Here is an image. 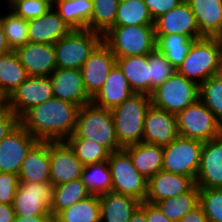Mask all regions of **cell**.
Instances as JSON below:
<instances>
[{"label":"cell","mask_w":222,"mask_h":222,"mask_svg":"<svg viewBox=\"0 0 222 222\" xmlns=\"http://www.w3.org/2000/svg\"><path fill=\"white\" fill-rule=\"evenodd\" d=\"M79 109L53 97L27 110L19 123L38 141H65L75 131Z\"/></svg>","instance_id":"1"},{"label":"cell","mask_w":222,"mask_h":222,"mask_svg":"<svg viewBox=\"0 0 222 222\" xmlns=\"http://www.w3.org/2000/svg\"><path fill=\"white\" fill-rule=\"evenodd\" d=\"M67 139H90L105 147L110 153L123 149L117 140L111 110L92 101L80 107L75 131Z\"/></svg>","instance_id":"2"},{"label":"cell","mask_w":222,"mask_h":222,"mask_svg":"<svg viewBox=\"0 0 222 222\" xmlns=\"http://www.w3.org/2000/svg\"><path fill=\"white\" fill-rule=\"evenodd\" d=\"M222 63V44L219 37H203L192 46L177 72L200 85L218 75Z\"/></svg>","instance_id":"3"},{"label":"cell","mask_w":222,"mask_h":222,"mask_svg":"<svg viewBox=\"0 0 222 222\" xmlns=\"http://www.w3.org/2000/svg\"><path fill=\"white\" fill-rule=\"evenodd\" d=\"M151 95L134 93L111 110L118 142L124 147L142 142L143 124Z\"/></svg>","instance_id":"4"},{"label":"cell","mask_w":222,"mask_h":222,"mask_svg":"<svg viewBox=\"0 0 222 222\" xmlns=\"http://www.w3.org/2000/svg\"><path fill=\"white\" fill-rule=\"evenodd\" d=\"M102 41L116 58L148 55L156 49L154 25L112 27Z\"/></svg>","instance_id":"5"},{"label":"cell","mask_w":222,"mask_h":222,"mask_svg":"<svg viewBox=\"0 0 222 222\" xmlns=\"http://www.w3.org/2000/svg\"><path fill=\"white\" fill-rule=\"evenodd\" d=\"M199 100V85L175 72L151 94V104L177 115Z\"/></svg>","instance_id":"6"},{"label":"cell","mask_w":222,"mask_h":222,"mask_svg":"<svg viewBox=\"0 0 222 222\" xmlns=\"http://www.w3.org/2000/svg\"><path fill=\"white\" fill-rule=\"evenodd\" d=\"M101 41L100 33L88 29L72 30L54 43L56 68L80 69Z\"/></svg>","instance_id":"7"},{"label":"cell","mask_w":222,"mask_h":222,"mask_svg":"<svg viewBox=\"0 0 222 222\" xmlns=\"http://www.w3.org/2000/svg\"><path fill=\"white\" fill-rule=\"evenodd\" d=\"M107 163L111 171V192L132 196L144 202L148 180L134 167L129 154L124 149L112 152Z\"/></svg>","instance_id":"8"},{"label":"cell","mask_w":222,"mask_h":222,"mask_svg":"<svg viewBox=\"0 0 222 222\" xmlns=\"http://www.w3.org/2000/svg\"><path fill=\"white\" fill-rule=\"evenodd\" d=\"M176 120L182 137L207 142L222 135V124L200 100L179 112Z\"/></svg>","instance_id":"9"},{"label":"cell","mask_w":222,"mask_h":222,"mask_svg":"<svg viewBox=\"0 0 222 222\" xmlns=\"http://www.w3.org/2000/svg\"><path fill=\"white\" fill-rule=\"evenodd\" d=\"M204 142L178 135L163 146L162 170L178 175L197 177Z\"/></svg>","instance_id":"10"},{"label":"cell","mask_w":222,"mask_h":222,"mask_svg":"<svg viewBox=\"0 0 222 222\" xmlns=\"http://www.w3.org/2000/svg\"><path fill=\"white\" fill-rule=\"evenodd\" d=\"M53 196L52 182H19L12 204L15 216L51 215Z\"/></svg>","instance_id":"11"},{"label":"cell","mask_w":222,"mask_h":222,"mask_svg":"<svg viewBox=\"0 0 222 222\" xmlns=\"http://www.w3.org/2000/svg\"><path fill=\"white\" fill-rule=\"evenodd\" d=\"M53 97V88L49 76H29L4 101V104L20 118L30 108Z\"/></svg>","instance_id":"12"},{"label":"cell","mask_w":222,"mask_h":222,"mask_svg":"<svg viewBox=\"0 0 222 222\" xmlns=\"http://www.w3.org/2000/svg\"><path fill=\"white\" fill-rule=\"evenodd\" d=\"M38 142L21 124L0 141V172L18 175L30 149Z\"/></svg>","instance_id":"13"},{"label":"cell","mask_w":222,"mask_h":222,"mask_svg":"<svg viewBox=\"0 0 222 222\" xmlns=\"http://www.w3.org/2000/svg\"><path fill=\"white\" fill-rule=\"evenodd\" d=\"M116 63V57L101 41L81 66V74L87 95L92 99L107 80L109 71Z\"/></svg>","instance_id":"14"},{"label":"cell","mask_w":222,"mask_h":222,"mask_svg":"<svg viewBox=\"0 0 222 222\" xmlns=\"http://www.w3.org/2000/svg\"><path fill=\"white\" fill-rule=\"evenodd\" d=\"M155 35H183L190 39H201L195 15L189 4L184 0L177 7L154 20Z\"/></svg>","instance_id":"15"},{"label":"cell","mask_w":222,"mask_h":222,"mask_svg":"<svg viewBox=\"0 0 222 222\" xmlns=\"http://www.w3.org/2000/svg\"><path fill=\"white\" fill-rule=\"evenodd\" d=\"M83 166L66 141H50V175L54 186L80 179Z\"/></svg>","instance_id":"16"},{"label":"cell","mask_w":222,"mask_h":222,"mask_svg":"<svg viewBox=\"0 0 222 222\" xmlns=\"http://www.w3.org/2000/svg\"><path fill=\"white\" fill-rule=\"evenodd\" d=\"M178 135L176 115L151 104L144 118L142 142L165 146Z\"/></svg>","instance_id":"17"},{"label":"cell","mask_w":222,"mask_h":222,"mask_svg":"<svg viewBox=\"0 0 222 222\" xmlns=\"http://www.w3.org/2000/svg\"><path fill=\"white\" fill-rule=\"evenodd\" d=\"M15 51L28 76H50L56 69L54 44L28 42Z\"/></svg>","instance_id":"18"},{"label":"cell","mask_w":222,"mask_h":222,"mask_svg":"<svg viewBox=\"0 0 222 222\" xmlns=\"http://www.w3.org/2000/svg\"><path fill=\"white\" fill-rule=\"evenodd\" d=\"M195 183L198 188H222V135L204 142Z\"/></svg>","instance_id":"19"},{"label":"cell","mask_w":222,"mask_h":222,"mask_svg":"<svg viewBox=\"0 0 222 222\" xmlns=\"http://www.w3.org/2000/svg\"><path fill=\"white\" fill-rule=\"evenodd\" d=\"M49 77L55 98L79 107L91 101L86 93L80 69L56 68Z\"/></svg>","instance_id":"20"},{"label":"cell","mask_w":222,"mask_h":222,"mask_svg":"<svg viewBox=\"0 0 222 222\" xmlns=\"http://www.w3.org/2000/svg\"><path fill=\"white\" fill-rule=\"evenodd\" d=\"M195 185L192 177L160 170L148 180L145 202L154 204L160 200L184 194Z\"/></svg>","instance_id":"21"},{"label":"cell","mask_w":222,"mask_h":222,"mask_svg":"<svg viewBox=\"0 0 222 222\" xmlns=\"http://www.w3.org/2000/svg\"><path fill=\"white\" fill-rule=\"evenodd\" d=\"M18 176L20 182H51L50 141H38L30 149Z\"/></svg>","instance_id":"22"},{"label":"cell","mask_w":222,"mask_h":222,"mask_svg":"<svg viewBox=\"0 0 222 222\" xmlns=\"http://www.w3.org/2000/svg\"><path fill=\"white\" fill-rule=\"evenodd\" d=\"M71 31L53 7L44 15L28 21V39L32 43L54 44Z\"/></svg>","instance_id":"23"},{"label":"cell","mask_w":222,"mask_h":222,"mask_svg":"<svg viewBox=\"0 0 222 222\" xmlns=\"http://www.w3.org/2000/svg\"><path fill=\"white\" fill-rule=\"evenodd\" d=\"M133 94L127 78L115 63L109 71L106 82L91 101L100 107L112 110Z\"/></svg>","instance_id":"24"},{"label":"cell","mask_w":222,"mask_h":222,"mask_svg":"<svg viewBox=\"0 0 222 222\" xmlns=\"http://www.w3.org/2000/svg\"><path fill=\"white\" fill-rule=\"evenodd\" d=\"M192 9L204 37L222 36V0H185Z\"/></svg>","instance_id":"25"},{"label":"cell","mask_w":222,"mask_h":222,"mask_svg":"<svg viewBox=\"0 0 222 222\" xmlns=\"http://www.w3.org/2000/svg\"><path fill=\"white\" fill-rule=\"evenodd\" d=\"M123 149L131 157L137 171L147 180L162 170L163 146L139 142L124 146Z\"/></svg>","instance_id":"26"},{"label":"cell","mask_w":222,"mask_h":222,"mask_svg":"<svg viewBox=\"0 0 222 222\" xmlns=\"http://www.w3.org/2000/svg\"><path fill=\"white\" fill-rule=\"evenodd\" d=\"M100 222H129L140 206V201L132 196L108 192L99 196Z\"/></svg>","instance_id":"27"},{"label":"cell","mask_w":222,"mask_h":222,"mask_svg":"<svg viewBox=\"0 0 222 222\" xmlns=\"http://www.w3.org/2000/svg\"><path fill=\"white\" fill-rule=\"evenodd\" d=\"M28 77L15 50L0 55V97L4 101Z\"/></svg>","instance_id":"28"},{"label":"cell","mask_w":222,"mask_h":222,"mask_svg":"<svg viewBox=\"0 0 222 222\" xmlns=\"http://www.w3.org/2000/svg\"><path fill=\"white\" fill-rule=\"evenodd\" d=\"M53 8L72 30L87 29L93 2L92 0H53Z\"/></svg>","instance_id":"29"},{"label":"cell","mask_w":222,"mask_h":222,"mask_svg":"<svg viewBox=\"0 0 222 222\" xmlns=\"http://www.w3.org/2000/svg\"><path fill=\"white\" fill-rule=\"evenodd\" d=\"M116 64L127 78L134 93L149 95L148 55L116 58Z\"/></svg>","instance_id":"30"},{"label":"cell","mask_w":222,"mask_h":222,"mask_svg":"<svg viewBox=\"0 0 222 222\" xmlns=\"http://www.w3.org/2000/svg\"><path fill=\"white\" fill-rule=\"evenodd\" d=\"M155 38L156 50L162 53L176 70L181 66L193 44L198 40L175 34L155 35Z\"/></svg>","instance_id":"31"},{"label":"cell","mask_w":222,"mask_h":222,"mask_svg":"<svg viewBox=\"0 0 222 222\" xmlns=\"http://www.w3.org/2000/svg\"><path fill=\"white\" fill-rule=\"evenodd\" d=\"M90 195L81 178L55 185L50 214L56 216L61 210L71 207L73 204L88 198Z\"/></svg>","instance_id":"32"},{"label":"cell","mask_w":222,"mask_h":222,"mask_svg":"<svg viewBox=\"0 0 222 222\" xmlns=\"http://www.w3.org/2000/svg\"><path fill=\"white\" fill-rule=\"evenodd\" d=\"M154 205L169 220L178 222L189 211L199 205V188L195 185L190 191L155 202Z\"/></svg>","instance_id":"33"},{"label":"cell","mask_w":222,"mask_h":222,"mask_svg":"<svg viewBox=\"0 0 222 222\" xmlns=\"http://www.w3.org/2000/svg\"><path fill=\"white\" fill-rule=\"evenodd\" d=\"M81 180L91 195L111 192V171L107 161L83 166Z\"/></svg>","instance_id":"34"},{"label":"cell","mask_w":222,"mask_h":222,"mask_svg":"<svg viewBox=\"0 0 222 222\" xmlns=\"http://www.w3.org/2000/svg\"><path fill=\"white\" fill-rule=\"evenodd\" d=\"M154 25V20L143 0H120L113 27Z\"/></svg>","instance_id":"35"},{"label":"cell","mask_w":222,"mask_h":222,"mask_svg":"<svg viewBox=\"0 0 222 222\" xmlns=\"http://www.w3.org/2000/svg\"><path fill=\"white\" fill-rule=\"evenodd\" d=\"M61 222H100V200L97 195L61 210L57 215Z\"/></svg>","instance_id":"36"},{"label":"cell","mask_w":222,"mask_h":222,"mask_svg":"<svg viewBox=\"0 0 222 222\" xmlns=\"http://www.w3.org/2000/svg\"><path fill=\"white\" fill-rule=\"evenodd\" d=\"M93 10L88 30L102 36L114 26L120 0H92Z\"/></svg>","instance_id":"37"},{"label":"cell","mask_w":222,"mask_h":222,"mask_svg":"<svg viewBox=\"0 0 222 222\" xmlns=\"http://www.w3.org/2000/svg\"><path fill=\"white\" fill-rule=\"evenodd\" d=\"M5 14L6 15L0 16L5 38L9 48L11 50H16L18 47L29 42L28 20L15 15L10 10H8Z\"/></svg>","instance_id":"38"},{"label":"cell","mask_w":222,"mask_h":222,"mask_svg":"<svg viewBox=\"0 0 222 222\" xmlns=\"http://www.w3.org/2000/svg\"><path fill=\"white\" fill-rule=\"evenodd\" d=\"M199 100L222 124V79L219 75L211 76L199 85Z\"/></svg>","instance_id":"39"},{"label":"cell","mask_w":222,"mask_h":222,"mask_svg":"<svg viewBox=\"0 0 222 222\" xmlns=\"http://www.w3.org/2000/svg\"><path fill=\"white\" fill-rule=\"evenodd\" d=\"M82 164H94L107 161L110 152L102 145L90 139H66Z\"/></svg>","instance_id":"40"},{"label":"cell","mask_w":222,"mask_h":222,"mask_svg":"<svg viewBox=\"0 0 222 222\" xmlns=\"http://www.w3.org/2000/svg\"><path fill=\"white\" fill-rule=\"evenodd\" d=\"M149 95L164 83L177 70L168 62L165 56L156 49L148 54Z\"/></svg>","instance_id":"41"},{"label":"cell","mask_w":222,"mask_h":222,"mask_svg":"<svg viewBox=\"0 0 222 222\" xmlns=\"http://www.w3.org/2000/svg\"><path fill=\"white\" fill-rule=\"evenodd\" d=\"M199 205L209 222H222V188H199Z\"/></svg>","instance_id":"42"},{"label":"cell","mask_w":222,"mask_h":222,"mask_svg":"<svg viewBox=\"0 0 222 222\" xmlns=\"http://www.w3.org/2000/svg\"><path fill=\"white\" fill-rule=\"evenodd\" d=\"M53 7V0H18L9 9L15 15L25 20L36 19L47 13Z\"/></svg>","instance_id":"43"},{"label":"cell","mask_w":222,"mask_h":222,"mask_svg":"<svg viewBox=\"0 0 222 222\" xmlns=\"http://www.w3.org/2000/svg\"><path fill=\"white\" fill-rule=\"evenodd\" d=\"M19 176L13 173L0 172V203L12 205L16 190L19 187Z\"/></svg>","instance_id":"44"},{"label":"cell","mask_w":222,"mask_h":222,"mask_svg":"<svg viewBox=\"0 0 222 222\" xmlns=\"http://www.w3.org/2000/svg\"><path fill=\"white\" fill-rule=\"evenodd\" d=\"M19 124V117L4 104L0 108V141Z\"/></svg>","instance_id":"45"},{"label":"cell","mask_w":222,"mask_h":222,"mask_svg":"<svg viewBox=\"0 0 222 222\" xmlns=\"http://www.w3.org/2000/svg\"><path fill=\"white\" fill-rule=\"evenodd\" d=\"M148 8L152 19L155 20L159 16L168 13L173 8L177 7L184 0H143Z\"/></svg>","instance_id":"46"},{"label":"cell","mask_w":222,"mask_h":222,"mask_svg":"<svg viewBox=\"0 0 222 222\" xmlns=\"http://www.w3.org/2000/svg\"><path fill=\"white\" fill-rule=\"evenodd\" d=\"M139 207L145 212L148 222H173L163 215L154 204L144 201L140 203Z\"/></svg>","instance_id":"47"},{"label":"cell","mask_w":222,"mask_h":222,"mask_svg":"<svg viewBox=\"0 0 222 222\" xmlns=\"http://www.w3.org/2000/svg\"><path fill=\"white\" fill-rule=\"evenodd\" d=\"M178 222H209L200 205L189 211Z\"/></svg>","instance_id":"48"},{"label":"cell","mask_w":222,"mask_h":222,"mask_svg":"<svg viewBox=\"0 0 222 222\" xmlns=\"http://www.w3.org/2000/svg\"><path fill=\"white\" fill-rule=\"evenodd\" d=\"M14 217L13 206L0 203V222H13Z\"/></svg>","instance_id":"49"},{"label":"cell","mask_w":222,"mask_h":222,"mask_svg":"<svg viewBox=\"0 0 222 222\" xmlns=\"http://www.w3.org/2000/svg\"><path fill=\"white\" fill-rule=\"evenodd\" d=\"M51 215L15 216L13 222H46Z\"/></svg>","instance_id":"50"},{"label":"cell","mask_w":222,"mask_h":222,"mask_svg":"<svg viewBox=\"0 0 222 222\" xmlns=\"http://www.w3.org/2000/svg\"><path fill=\"white\" fill-rule=\"evenodd\" d=\"M9 51H11V49L9 48V46L7 44L4 30H3L1 20H0V55L6 54Z\"/></svg>","instance_id":"51"},{"label":"cell","mask_w":222,"mask_h":222,"mask_svg":"<svg viewBox=\"0 0 222 222\" xmlns=\"http://www.w3.org/2000/svg\"><path fill=\"white\" fill-rule=\"evenodd\" d=\"M129 222H148L145 212L138 207L129 219Z\"/></svg>","instance_id":"52"},{"label":"cell","mask_w":222,"mask_h":222,"mask_svg":"<svg viewBox=\"0 0 222 222\" xmlns=\"http://www.w3.org/2000/svg\"><path fill=\"white\" fill-rule=\"evenodd\" d=\"M46 222H61V221L57 218V216L51 215V216L47 219Z\"/></svg>","instance_id":"53"},{"label":"cell","mask_w":222,"mask_h":222,"mask_svg":"<svg viewBox=\"0 0 222 222\" xmlns=\"http://www.w3.org/2000/svg\"><path fill=\"white\" fill-rule=\"evenodd\" d=\"M7 7H10L13 3H15L18 0H5Z\"/></svg>","instance_id":"54"},{"label":"cell","mask_w":222,"mask_h":222,"mask_svg":"<svg viewBox=\"0 0 222 222\" xmlns=\"http://www.w3.org/2000/svg\"><path fill=\"white\" fill-rule=\"evenodd\" d=\"M218 75L221 77V79H222V63H221V67H220V69H219V71H218Z\"/></svg>","instance_id":"55"},{"label":"cell","mask_w":222,"mask_h":222,"mask_svg":"<svg viewBox=\"0 0 222 222\" xmlns=\"http://www.w3.org/2000/svg\"><path fill=\"white\" fill-rule=\"evenodd\" d=\"M4 105V100L0 97V108Z\"/></svg>","instance_id":"56"}]
</instances>
